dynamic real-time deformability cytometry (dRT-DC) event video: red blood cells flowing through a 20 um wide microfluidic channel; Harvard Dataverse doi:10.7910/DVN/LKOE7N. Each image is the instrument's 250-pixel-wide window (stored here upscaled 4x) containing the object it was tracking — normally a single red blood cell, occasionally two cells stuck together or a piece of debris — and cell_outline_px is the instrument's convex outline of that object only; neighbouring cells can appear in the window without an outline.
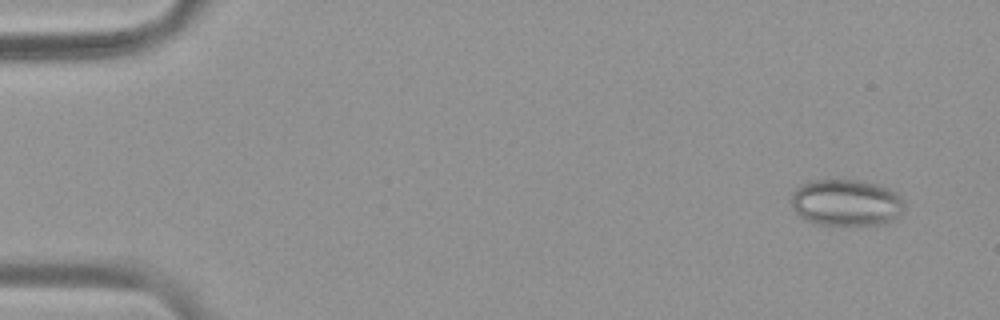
{"species": "common noctule bat (a hibernating species)", "species_latin": "Nyctalus noctula", "temperature_condition": "warm", "stored_images_in_passage": 4, "camera_frame_rate_fps": 3000, "um_per_image_px": 0.085, "animal": {"sex": "female", "body_mass_g": 19.9}, "frame": {"image": 1, "passage_image": 1, "time_ms": 0.0, "image_size_px": [1000, 320], "cell_outline_px": [[904, 208], [900, 216], [896, 220], [884, 224], [816, 224], [804, 220], [792, 208], [792, 192], [800, 184], [808, 180], [864, 180], [888, 188], [896, 192], [900, 196], [904, 204]], "centroid_in_image_um": [71.93, 17.22], "position_along_channel_um": 13.1, "area_um2": 31.04}}